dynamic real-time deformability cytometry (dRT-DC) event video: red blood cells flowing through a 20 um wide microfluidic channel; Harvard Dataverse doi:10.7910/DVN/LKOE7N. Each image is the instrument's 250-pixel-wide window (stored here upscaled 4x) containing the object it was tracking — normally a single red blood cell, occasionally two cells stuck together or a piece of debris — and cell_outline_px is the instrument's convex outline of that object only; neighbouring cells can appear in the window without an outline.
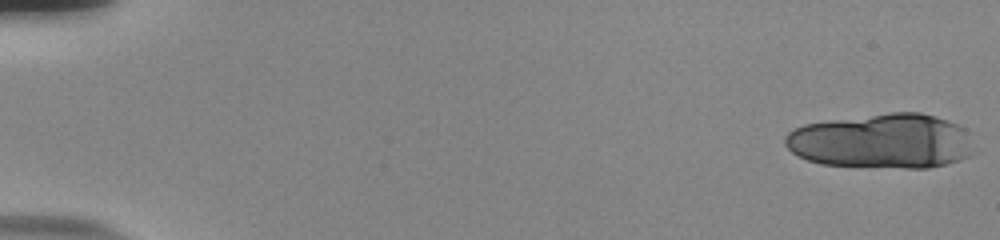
{"species": "human", "species_latin": "Homo sapiens", "temperature_condition": "room temperature", "stored_images_in_passage": 18, "camera_frame_rate_fps": 3000, "um_per_image_px": 0.085, "donor": {"sex": "male"}, "frame": {"image": 1, "passage_image": 1, "time_ms": 0.0, "image_size_px": [1000, 240], "cell_outline_px": [[976, 152], [960, 160], [948, 164], [928, 168], [904, 168], [820, 164], [808, 160], [792, 152], [784, 144], [784, 136], [788, 132], [804, 124], [828, 120], [892, 112], [920, 112], [936, 116], [948, 120], [964, 128], [968, 132]], "centroid_in_image_um": [75.0, 11.99], "position_along_channel_um": 10.0, "area_um2": 60.75}}